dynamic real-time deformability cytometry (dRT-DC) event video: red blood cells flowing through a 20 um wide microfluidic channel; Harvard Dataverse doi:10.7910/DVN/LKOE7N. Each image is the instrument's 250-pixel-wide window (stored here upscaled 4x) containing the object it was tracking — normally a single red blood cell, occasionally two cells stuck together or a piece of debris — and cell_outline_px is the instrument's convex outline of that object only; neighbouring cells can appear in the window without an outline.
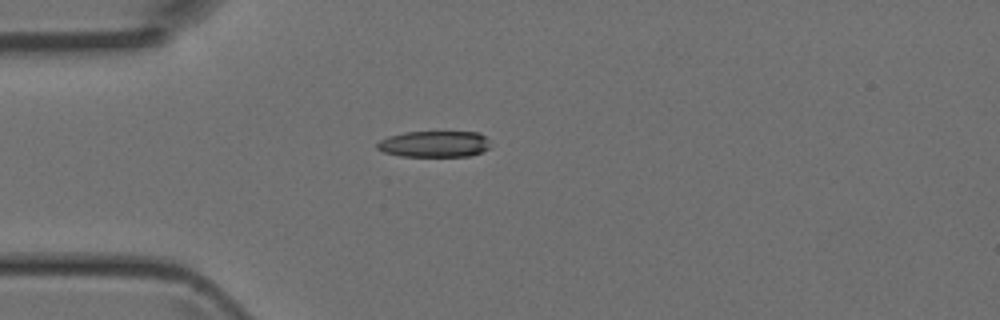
{"species": "Egyptian fruit bat (a non-hibernating species)", "species_latin": "Rousettus aegyptiacus", "temperature_condition": "room temperature", "stored_images_in_passage": 3, "camera_frame_rate_fps": 3000, "um_per_image_px": 0.085, "animal": {"sex": "female"}, "frame": {"image": 1, "passage_image": 3, "time_ms": 0.667, "image_size_px": [1000, 320], "cell_outline_px": [[488, 148], [480, 152], [468, 156], [400, 156], [384, 152], [376, 148], [376, 144], [380, 140], [388, 136], [404, 132], [480, 132], [488, 140]], "centroid_in_image_um": [36.87, 12.24], "position_along_channel_um": 48.1, "area_um2": 17.22}}